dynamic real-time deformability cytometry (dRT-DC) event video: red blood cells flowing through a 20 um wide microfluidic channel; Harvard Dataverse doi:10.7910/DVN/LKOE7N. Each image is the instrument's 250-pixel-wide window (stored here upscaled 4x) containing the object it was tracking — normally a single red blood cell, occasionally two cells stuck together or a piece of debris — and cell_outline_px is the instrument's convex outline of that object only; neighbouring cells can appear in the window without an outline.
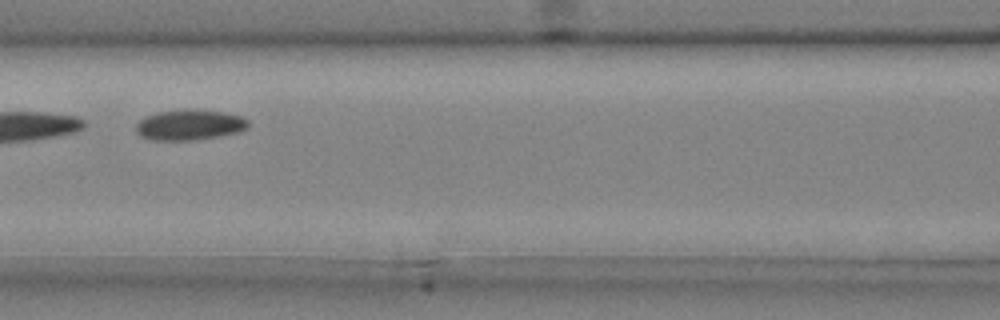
{"species": "common noctule bat (a hibernating species)", "species_latin": "Nyctalus noctula", "temperature_condition": "cold", "stored_images_in_passage": 4, "camera_frame_rate_fps": 3000, "um_per_image_px": 0.085, "animal": {"sex": "male", "body_mass_g": 20.4}, "frame": {"image": 1, "passage_image": 4, "time_ms": 1.0, "image_size_px": [1000, 320], "cell_outline_px": [[248, 128], [236, 132], [220, 136], [196, 140], [152, 140], [140, 136], [136, 132], [136, 124], [144, 116], [156, 112], [188, 108], [196, 108], [224, 112], [244, 116], [248, 120]], "centroid_in_image_um": [16.11, 10.59], "position_along_channel_um": 150.5, "area_um2": 20.4}}